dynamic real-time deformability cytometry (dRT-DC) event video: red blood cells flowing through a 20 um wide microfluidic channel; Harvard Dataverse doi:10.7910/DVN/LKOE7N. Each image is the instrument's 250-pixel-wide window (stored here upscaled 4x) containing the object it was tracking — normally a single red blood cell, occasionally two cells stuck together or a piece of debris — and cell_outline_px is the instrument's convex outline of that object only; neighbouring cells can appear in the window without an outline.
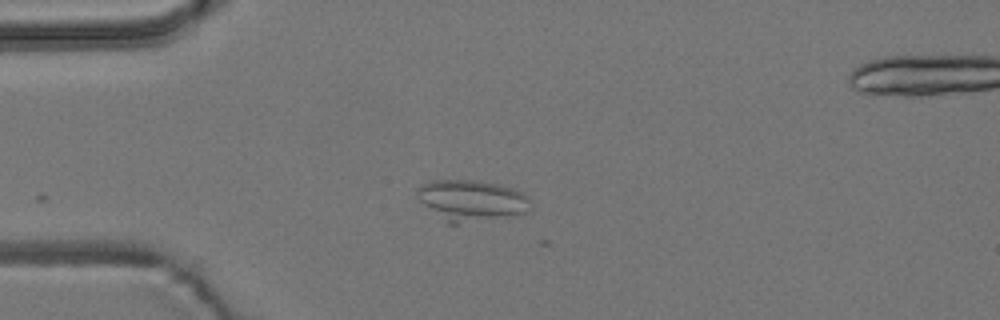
{"species": "common noctule bat (a hibernating species)", "species_latin": "Nyctalus noctula", "temperature_condition": "room temperature", "stored_images_in_passage": 6, "camera_frame_rate_fps": 3000, "um_per_image_px": 0.085, "animal": {"sex": "male", "body_mass_g": 19.2, "forearm_length_mm": 51.8}, "frame": {"image": 1, "passage_image": 5, "time_ms": 4.667, "image_size_px": [1000, 320], "cell_outline_px": [[528, 212], [456, 224], [448, 224], [424, 204], [416, 196], [416, 188], [420, 184], [432, 180], [468, 180], [496, 184], [512, 188], [524, 192], [528, 196]], "centroid_in_image_um": [40.02, 17.02], "position_along_channel_um": 45.0, "area_um2": 26.65}}